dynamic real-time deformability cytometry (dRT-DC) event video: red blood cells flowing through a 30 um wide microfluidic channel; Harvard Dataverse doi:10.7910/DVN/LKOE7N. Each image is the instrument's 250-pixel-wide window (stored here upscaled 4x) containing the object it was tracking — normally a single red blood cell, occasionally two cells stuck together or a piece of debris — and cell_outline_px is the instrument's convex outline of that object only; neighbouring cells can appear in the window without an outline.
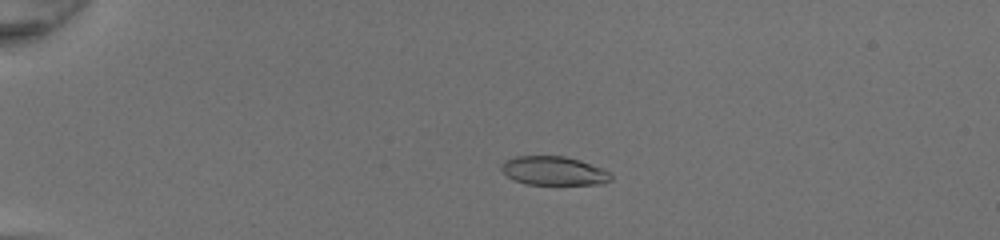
{"species": "common noctule bat (a hibernating species)", "species_latin": "Nyctalus noctula", "temperature_condition": "room temperature", "stored_images_in_passage": 51, "camera_frame_rate_fps": 3000, "um_per_image_px": 0.085, "animal": {"sex": "female", "body_mass_g": 20.0, "forearm_length_mm": 54.0}, "frame": {"image": 1, "passage_image": 14, "time_ms": 4.333, "image_size_px": [1000, 240], "cell_outline_px": [[612, 180], [604, 184], [524, 184], [512, 180], [500, 168], [504, 160], [516, 156], [564, 156], [580, 160], [604, 168], [612, 172]], "centroid_in_image_um": [47.11, 14.52], "position_along_channel_um": 37.9, "area_um2": 18.67}}
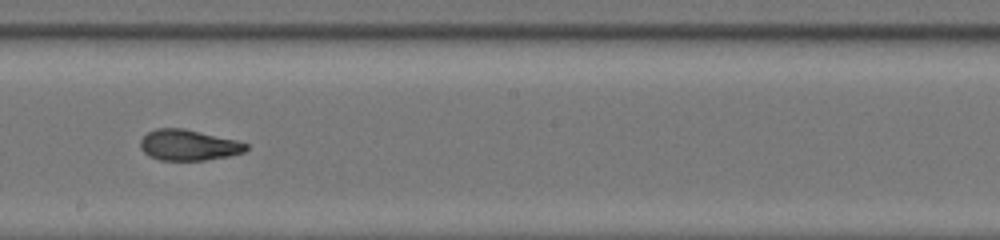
{"frame": {"image": 2, "passage_image": 32, "time_ms": 10.333, "image_size_px": [1000, 240], "cell_outline_px": [[248, 148], [244, 152], [228, 156], [204, 160], [160, 160], [148, 156], [140, 148], [140, 140], [148, 132], [156, 128], [184, 128], [236, 140], [248, 144]], "centroid_in_image_um": [16.0, 12.33], "position_along_channel_um": 232.2, "area_um2": 18.96}}
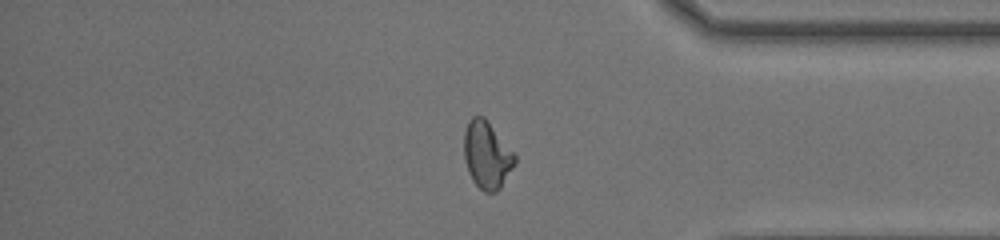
{"frame": {"image": 3, "passage_image": 44, "time_ms": 14.333, "image_size_px": [1000, 240], "cell_outline_px": [[516, 164], [500, 188], [496, 192], [484, 192], [472, 180], [468, 172], [464, 160], [464, 132], [468, 120], [472, 116], [484, 116], [488, 120], [516, 152]], "centroid_in_image_um": [41.41, 13.15], "position_along_channel_um": 393.8, "area_um2": 20.46}, "authors_computed_cell_mechanics": {"area_um2": 19.8254, "velocity_mm_per_s": 4.3372, "shape_relaxation_time_tau1_ms": 9.7797, "shape_relaxation_time_tau2_ms": 0.9645, "deformation_change_tau1": 0.3192, "deformation_change_tau2": 0.0821}}